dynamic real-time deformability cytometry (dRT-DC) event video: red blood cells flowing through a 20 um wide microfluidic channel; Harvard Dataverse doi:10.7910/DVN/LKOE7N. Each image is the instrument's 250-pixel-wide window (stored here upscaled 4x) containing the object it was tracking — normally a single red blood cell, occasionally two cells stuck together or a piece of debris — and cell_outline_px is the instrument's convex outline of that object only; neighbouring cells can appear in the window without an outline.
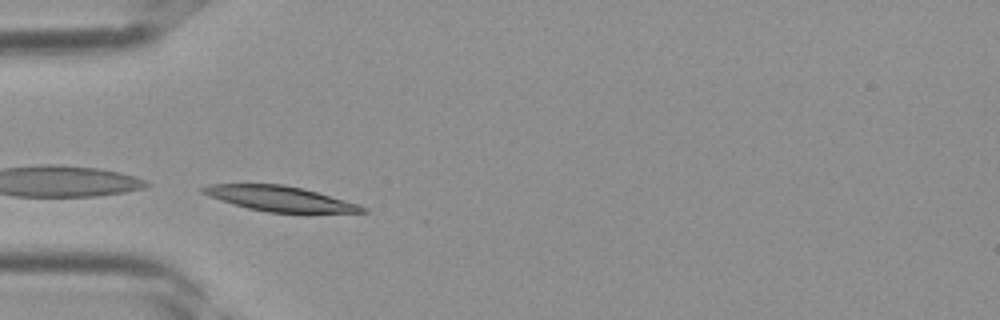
{"species": "Egyptian fruit bat (a non-hibernating species)", "species_latin": "Rousettus aegyptiacus", "temperature_condition": "room temperature", "stored_images_in_passage": 34, "camera_frame_rate_fps": 3000, "um_per_image_px": 0.085, "frame": {"image": 1, "passage_image": 7, "time_ms": 2.0, "image_size_px": [1000, 320], "cell_outline_px": [[368, 212], [268, 212], [248, 208], [220, 200], [208, 196], [200, 192], [200, 188], [208, 184], [284, 184], [316, 192], [360, 204], [368, 208]], "centroid_in_image_um": [23.75, 16.87], "position_along_channel_um": 61.2, "area_um2": 23.06}}
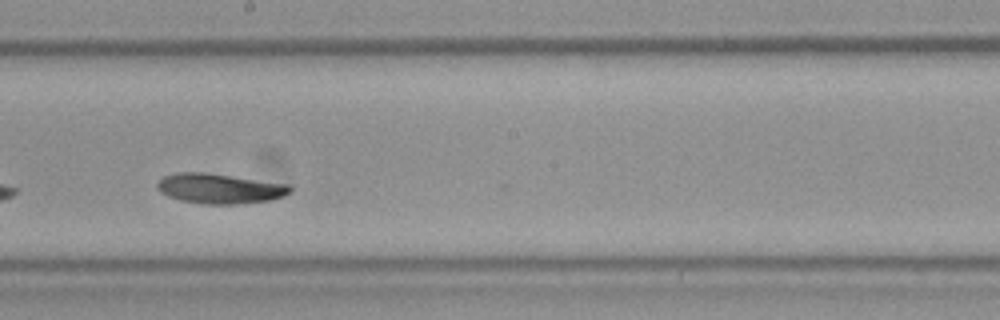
{"frame": {"image": 2, "passage_image": 17, "time_ms": 5.333, "image_size_px": [1000, 320], "cell_outline_px": [[292, 192], [284, 196], [268, 200], [236, 204], [204, 204], [180, 200], [168, 196], [160, 192], [156, 188], [156, 184], [164, 176], [176, 172], [208, 172], [292, 184]], "centroid_in_image_um": [18.7, 16.01], "position_along_channel_um": 229.5, "area_um2": 23.58}}
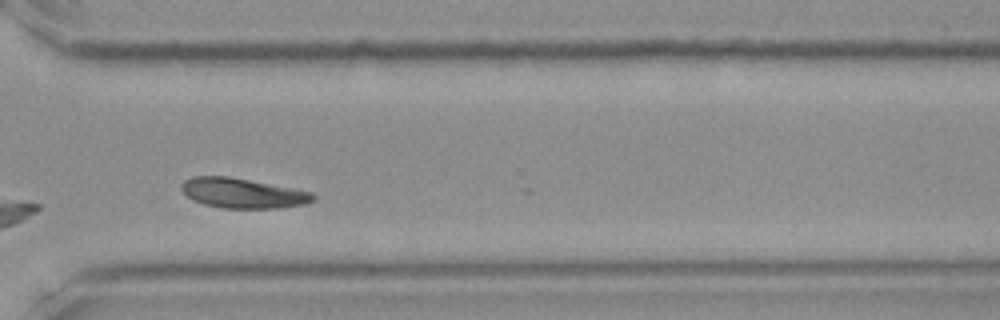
{"frame": {"image": 3, "passage_image": 24, "time_ms": 7.667, "image_size_px": [1000, 320], "cell_outline_px": [[316, 200], [304, 204], [280, 208], [224, 208], [204, 204], [192, 200], [180, 188], [180, 184], [184, 180], [192, 176], [228, 176], [312, 192], [316, 196]], "centroid_in_image_um": [20.61, 16.42], "position_along_channel_um": 350.0, "area_um2": 22.89}}